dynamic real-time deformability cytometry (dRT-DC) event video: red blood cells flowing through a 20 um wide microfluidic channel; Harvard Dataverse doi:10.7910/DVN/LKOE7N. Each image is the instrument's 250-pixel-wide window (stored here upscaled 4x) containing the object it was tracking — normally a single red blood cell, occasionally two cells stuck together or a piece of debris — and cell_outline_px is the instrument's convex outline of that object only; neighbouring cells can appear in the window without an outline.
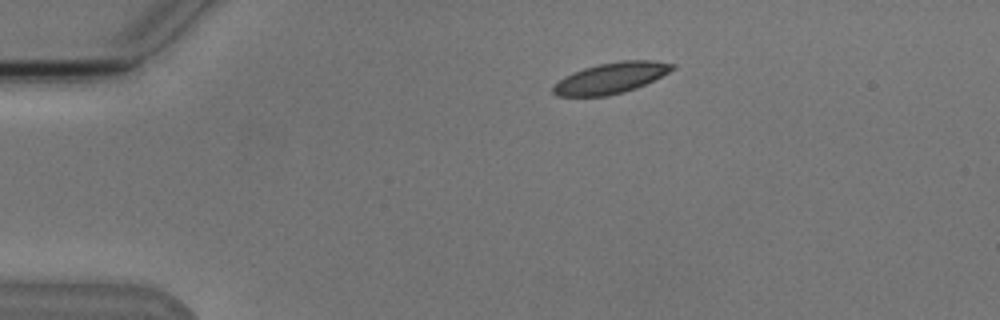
{"species": "Egyptian fruit bat (a non-hibernating species)", "species_latin": "Rousettus aegyptiacus", "temperature_condition": "cold", "stored_images_in_passage": 7, "camera_frame_rate_fps": 3000, "um_per_image_px": 0.085, "animal": {"sex": "male"}, "frame": {"image": 1, "passage_image": 1, "time_ms": 0.0, "image_size_px": [1000, 320], "cell_outline_px": [[676, 68], [636, 88], [624, 92], [608, 96], [556, 96], [552, 92], [552, 84], [564, 76], [572, 72], [584, 68], [600, 64], [620, 60], [652, 60], [676, 64]], "centroid_in_image_um": [51.88, 6.63], "position_along_channel_um": 33.1, "area_um2": 21.5}}
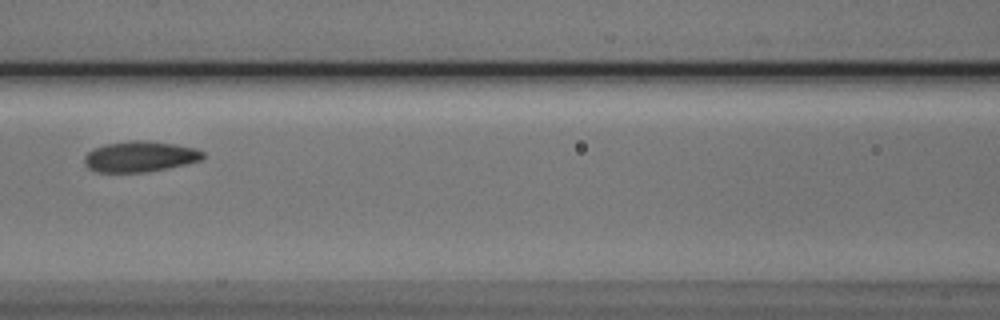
{"frame": {"image": 2, "passage_image": 5, "time_ms": 4.667, "image_size_px": [1000, 320], "cell_outline_px": [[204, 156], [200, 160], [184, 164], [144, 172], [96, 172], [88, 168], [84, 164], [84, 156], [88, 152], [104, 144], [132, 140], [148, 140], [196, 148], [204, 152]], "centroid_in_image_um": [11.86, 13.3], "position_along_channel_um": 154.7, "area_um2": 21.04}}
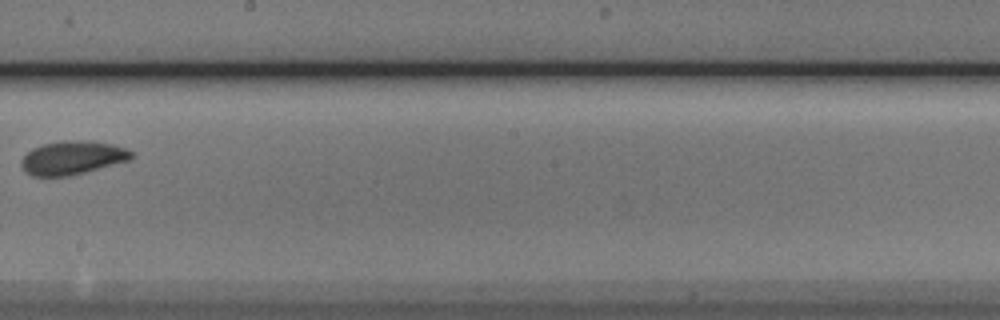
{"frame": {"image": 3, "passage_image": 7, "time_ms": 7.0, "image_size_px": [1000, 320], "cell_outline_px": [[136, 156], [132, 160], [68, 176], [32, 176], [20, 164], [20, 160], [32, 148], [44, 144], [64, 140], [92, 140], [112, 144], [128, 148]], "centroid_in_image_um": [6.22, 13.39], "position_along_channel_um": 242.0, "area_um2": 21.73}}